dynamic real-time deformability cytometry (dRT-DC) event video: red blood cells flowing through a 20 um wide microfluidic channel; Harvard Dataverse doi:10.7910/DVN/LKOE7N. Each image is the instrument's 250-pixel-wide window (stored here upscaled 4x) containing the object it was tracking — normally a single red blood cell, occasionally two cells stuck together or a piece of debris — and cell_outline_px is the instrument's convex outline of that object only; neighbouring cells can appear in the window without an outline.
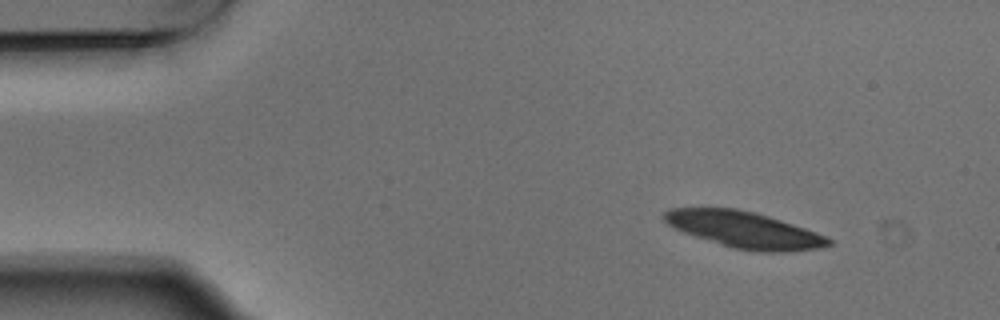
{"species": "Egyptian fruit bat (a non-hibernating species)", "species_latin": "Rousettus aegyptiacus", "temperature_condition": "warm", "stored_images_in_passage": 4, "camera_frame_rate_fps": 3000, "um_per_image_px": 0.085, "animal": {"sex": "male"}, "frame": {"image": 1, "passage_image": 1, "time_ms": 0.0, "image_size_px": [1000, 320], "cell_outline_px": [[832, 244], [820, 248], [784, 252], [760, 252], [732, 248], [684, 232], [668, 224], [660, 216], [668, 208], [736, 208], [756, 212], [828, 236], [832, 240]], "centroid_in_image_um": [63.27, 19.53], "position_along_channel_um": 21.7, "area_um2": 34.74}}